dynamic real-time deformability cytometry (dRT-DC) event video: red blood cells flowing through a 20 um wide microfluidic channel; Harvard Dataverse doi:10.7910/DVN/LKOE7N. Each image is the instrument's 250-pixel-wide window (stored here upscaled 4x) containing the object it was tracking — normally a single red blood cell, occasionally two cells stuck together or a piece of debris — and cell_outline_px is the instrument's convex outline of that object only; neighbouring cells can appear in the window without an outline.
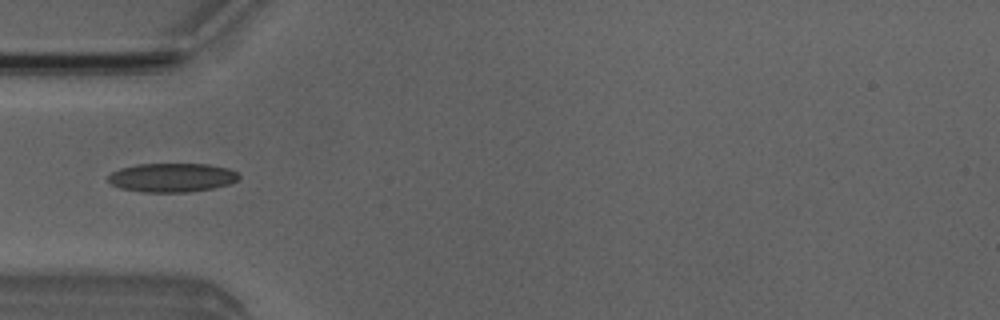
{"species": "Egyptian fruit bat (a non-hibernating species)", "species_latin": "Rousettus aegyptiacus", "temperature_condition": "room temperature", "stored_images_in_passage": 3, "camera_frame_rate_fps": 3000, "um_per_image_px": 0.085, "animal": {"sex": "male"}, "frame": {"image": 1, "passage_image": 3, "time_ms": 2.333, "image_size_px": [1000, 320], "cell_outline_px": [[240, 176], [232, 184], [212, 188], [188, 192], [144, 192], [120, 188], [112, 184], [108, 180], [108, 176], [112, 172], [120, 168], [136, 164], [208, 164], [228, 168], [236, 172]], "centroid_in_image_um": [14.62, 15.09], "position_along_channel_um": 70.4, "area_um2": 22.02}}